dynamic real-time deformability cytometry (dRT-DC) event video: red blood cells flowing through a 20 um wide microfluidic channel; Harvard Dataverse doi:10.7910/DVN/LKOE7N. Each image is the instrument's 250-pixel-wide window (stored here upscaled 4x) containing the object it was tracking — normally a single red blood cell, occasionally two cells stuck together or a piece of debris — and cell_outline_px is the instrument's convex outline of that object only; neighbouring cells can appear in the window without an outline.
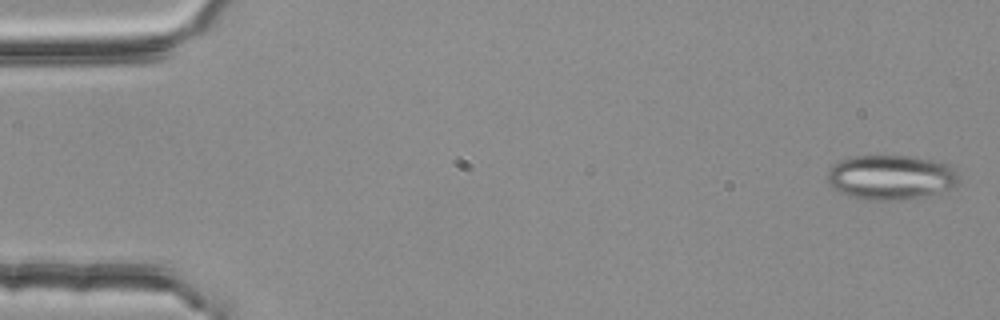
{"species": "common noctule bat (a hibernating species)", "species_latin": "Nyctalus noctula", "temperature_condition": "room temperature", "stored_images_in_passage": 4, "camera_frame_rate_fps": 3000, "um_per_image_px": 0.085, "animal": {"sex": "female", "body_mass_g": 25.1}, "frame": {"image": 1, "passage_image": 1, "time_ms": 0.0, "image_size_px": [1000, 320], "cell_outline_px": [[960, 184], [956, 188], [920, 196], [896, 200], [868, 200], [848, 196], [840, 192], [828, 184], [828, 172], [832, 164], [836, 160], [852, 156], [912, 156], [932, 160], [948, 164], [952, 168], [960, 180]], "centroid_in_image_um": [75.7, 15.06], "position_along_channel_um": 9.3, "area_um2": 34.39}}